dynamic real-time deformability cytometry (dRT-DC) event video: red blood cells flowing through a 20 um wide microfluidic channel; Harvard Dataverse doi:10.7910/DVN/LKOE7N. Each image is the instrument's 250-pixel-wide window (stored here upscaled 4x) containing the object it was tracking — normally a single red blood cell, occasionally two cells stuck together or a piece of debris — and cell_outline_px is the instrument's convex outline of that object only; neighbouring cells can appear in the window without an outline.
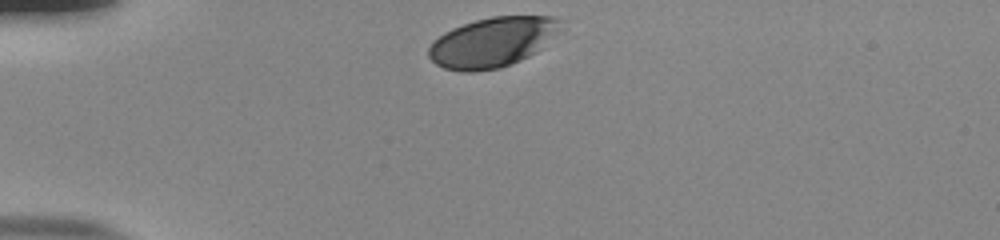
{"species": "human", "species_latin": "Homo sapiens", "temperature_condition": "room temperature", "stored_images_in_passage": 32, "camera_frame_rate_fps": 3000, "um_per_image_px": 0.085, "donor": {"sex": "male"}, "frame": {"image": 1, "passage_image": 1, "time_ms": 0.0, "image_size_px": [1000, 240], "cell_outline_px": [[560, 20], [556, 28], [536, 52], [512, 64], [500, 68], [472, 72], [460, 72], [444, 68], [436, 64], [428, 56], [428, 48], [432, 40], [444, 32], [452, 28], [476, 20], [492, 16], [556, 16]], "centroid_in_image_um": [41.73, 3.6], "position_along_channel_um": 43.3, "area_um2": 37.74}}
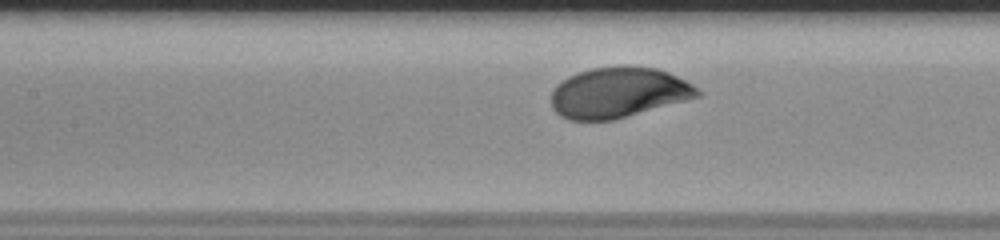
{"frame": {"image": 2, "passage_image": 13, "time_ms": 4.0, "image_size_px": [1000, 240], "cell_outline_px": [[704, 92], [700, 96], [612, 120], [568, 120], [560, 116], [552, 108], [552, 92], [556, 84], [568, 76], [592, 68], [620, 64], [656, 68], [668, 72], [692, 84]], "centroid_in_image_um": [52.55, 7.85], "position_along_channel_um": 154.8, "area_um2": 43.12}}
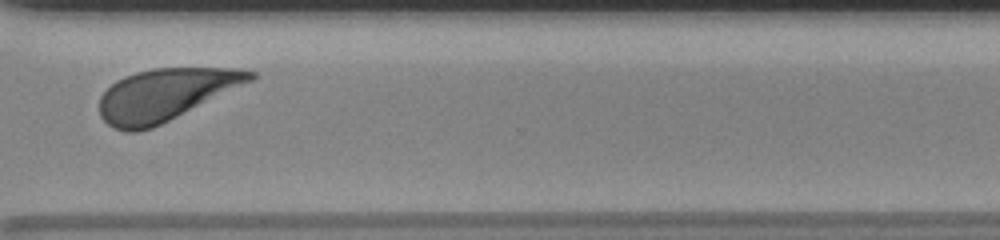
{"frame": {"image": 3, "passage_image": 29, "time_ms": 9.333, "image_size_px": [1000, 240], "cell_outline_px": [[256, 76], [252, 80], [152, 128], [136, 132], [124, 132], [108, 124], [100, 116], [100, 96], [116, 80], [124, 76], [136, 72], [152, 68], [236, 68], [256, 72]], "centroid_in_image_um": [14.01, 8.04], "position_along_channel_um": 356.6, "area_um2": 45.03}, "authors_computed_cell_mechanics": {"area_um2": 43.1188, "velocity_mm_per_s": 3.7818, "shape_relaxation_time_tau1_ms": 1.983, "shape_relaxation_time_tau2_ms": null, "deformation_change_tau1": 0.1192, "deformation_change_tau2": null}}